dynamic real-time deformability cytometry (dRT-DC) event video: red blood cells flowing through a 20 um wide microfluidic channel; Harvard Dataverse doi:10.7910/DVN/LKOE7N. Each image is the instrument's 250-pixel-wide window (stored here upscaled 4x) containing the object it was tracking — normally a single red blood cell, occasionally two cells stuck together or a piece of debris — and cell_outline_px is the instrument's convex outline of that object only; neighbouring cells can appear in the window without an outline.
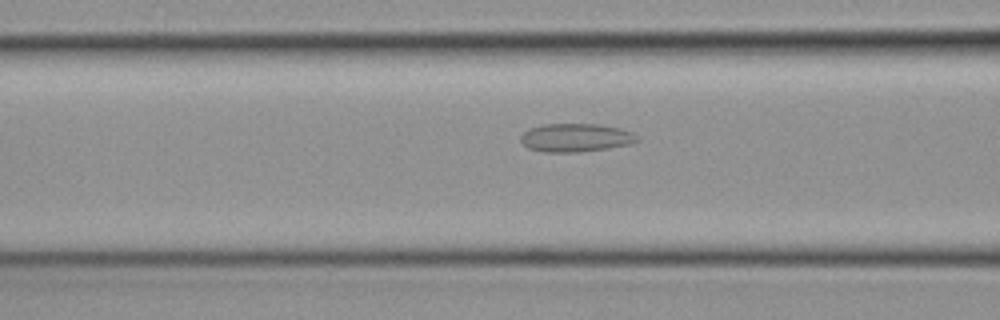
{"species": "common noctule bat (a hibernating species)", "species_latin": "Nyctalus noctula", "temperature_condition": "cold", "stored_images_in_passage": 35, "camera_frame_rate_fps": 3000, "um_per_image_px": 0.085, "animal": {"sex": "female", "body_mass_g": 19.3, "forearm_length_mm": 54.1}, "frame": {"image": 1, "passage_image": 6, "time_ms": 1.667, "image_size_px": [1000, 320], "cell_outline_px": [[640, 140], [628, 144], [608, 148], [576, 152], [548, 152], [528, 148], [520, 140], [520, 136], [528, 128], [544, 124], [596, 124], [620, 128], [632, 132]], "centroid_in_image_um": [48.91, 11.69], "position_along_channel_um": 117.7, "area_um2": 19.07}}
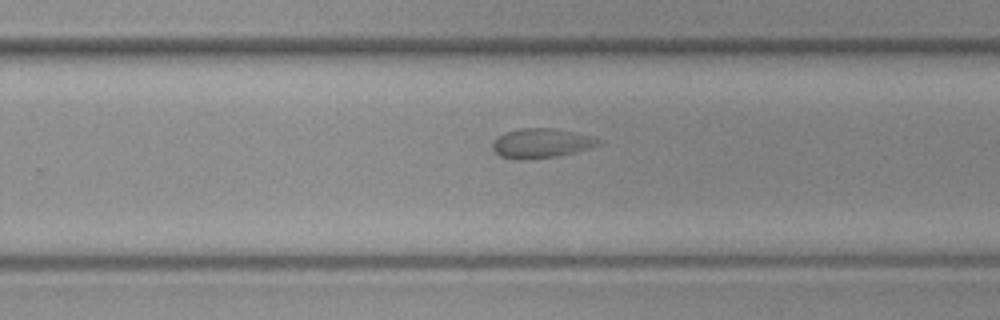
{"frame": {"image": 2, "passage_image": 18, "time_ms": 5.667, "image_size_px": [1000, 320], "cell_outline_px": [[604, 144], [556, 156], [524, 160], [520, 160], [500, 156], [492, 148], [492, 140], [504, 132], [520, 128], [556, 128], [596, 136], [604, 140]], "centroid_in_image_um": [46.05, 12.15], "position_along_channel_um": 283.8, "area_um2": 18.55}}
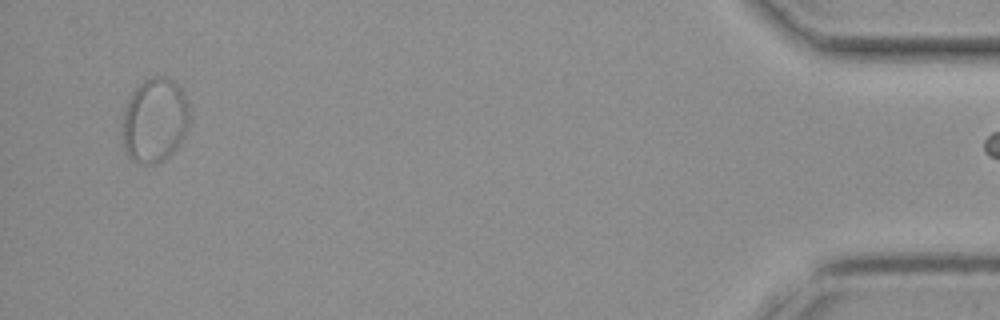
{"frame": {"image": 3, "passage_image": 34, "time_ms": 11.0, "image_size_px": [1000, 320], "cell_outline_px": [[188, 124], [180, 140], [172, 152], [168, 156], [156, 164], [144, 164], [132, 160], [124, 148], [124, 108], [132, 92], [144, 80], [152, 76], [164, 76], [172, 80], [180, 88], [184, 96], [188, 108]], "centroid_in_image_um": [13.13, 10.21], "position_along_channel_um": 422.1, "area_um2": 32.25}}